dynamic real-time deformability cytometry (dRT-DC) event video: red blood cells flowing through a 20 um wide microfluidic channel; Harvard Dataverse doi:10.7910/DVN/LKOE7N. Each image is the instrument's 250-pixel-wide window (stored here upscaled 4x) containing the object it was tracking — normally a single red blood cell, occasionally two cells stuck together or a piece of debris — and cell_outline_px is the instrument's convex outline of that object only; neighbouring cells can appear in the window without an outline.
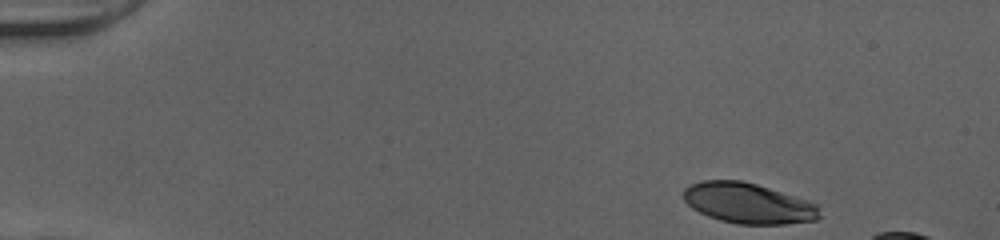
{"species": "human", "species_latin": "Homo sapiens", "temperature_condition": "cold", "stored_images_in_passage": 38, "camera_frame_rate_fps": 3000, "um_per_image_px": 0.085, "donor": {"sex": "female"}, "frame": {"image": 1, "passage_image": 1, "time_ms": 0.0, "image_size_px": [1000, 240], "cell_outline_px": [[820, 216], [816, 220], [784, 224], [736, 224], [720, 220], [708, 216], [692, 208], [684, 200], [684, 188], [688, 184], [700, 180], [740, 180], [756, 184], [808, 200], [816, 204]], "centroid_in_image_um": [63.56, 17.27], "position_along_channel_um": 21.4, "area_um2": 32.08}}
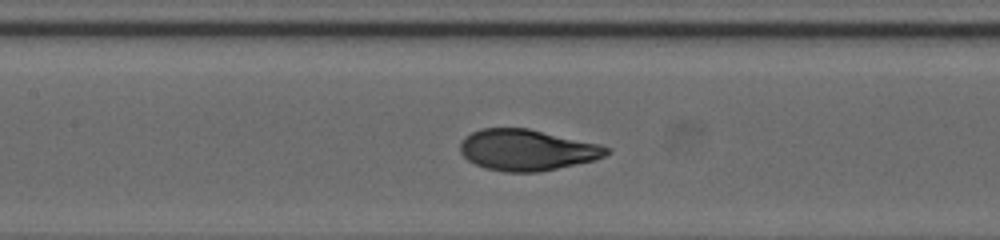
{"frame": {"image": 2, "passage_image": 20, "time_ms": 6.333, "image_size_px": [1000, 240], "cell_outline_px": [[612, 152], [596, 160], [540, 172], [504, 172], [484, 168], [468, 160], [460, 152], [460, 144], [464, 136], [480, 128], [528, 128], [600, 144], [608, 148]], "centroid_in_image_um": [44.79, 12.75], "position_along_channel_um": 162.6, "area_um2": 35.26}}
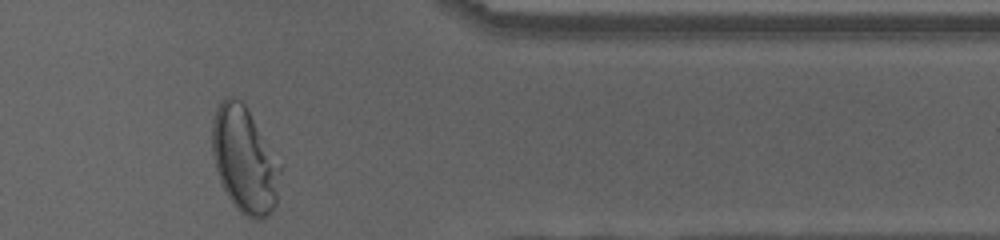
{"frame": {"image": 3, "passage_image": 38, "time_ms": 12.333, "image_size_px": [1000, 240], "cell_outline_px": [[284, 164], [276, 204], [268, 216], [260, 220], [256, 220], [244, 216], [236, 208], [228, 196], [216, 172], [212, 156], [212, 120], [216, 108], [220, 100], [224, 96], [232, 96], [240, 100], [244, 104]], "centroid_in_image_um": [20.82, 13.59], "position_along_channel_um": 390.6, "area_um2": 43.23}, "authors_computed_cell_mechanics": {"area_um2": 35.258, "velocity_mm_per_s": 4.0176, "shape_relaxation_time_tau1_ms": 3.7121, "shape_relaxation_time_tau2_ms": null, "deformation_change_tau1": 0.2122, "deformation_change_tau2": null}}